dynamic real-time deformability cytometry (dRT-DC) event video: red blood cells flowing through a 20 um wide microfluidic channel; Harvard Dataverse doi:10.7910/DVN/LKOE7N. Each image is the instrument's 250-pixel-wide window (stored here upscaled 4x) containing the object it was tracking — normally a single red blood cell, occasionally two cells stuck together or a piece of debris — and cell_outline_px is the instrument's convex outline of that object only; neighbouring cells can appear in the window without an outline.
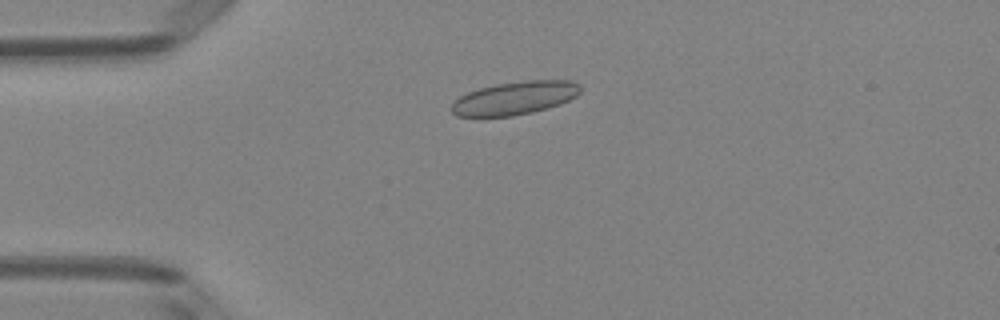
{"species": "Egyptian fruit bat (a non-hibernating species)", "species_latin": "Rousettus aegyptiacus", "temperature_condition": "room temperature", "stored_images_in_passage": 5, "camera_frame_rate_fps": 3000, "um_per_image_px": 0.085, "animal": {"sex": "female"}, "frame": {"image": 1, "passage_image": 3, "time_ms": 0.667, "image_size_px": [1000, 320], "cell_outline_px": [[580, 92], [576, 96], [560, 104], [532, 112], [512, 116], [456, 116], [452, 112], [452, 104], [460, 96], [468, 92], [480, 88], [496, 84], [524, 80], [572, 80], [580, 84]], "centroid_in_image_um": [43.78, 8.32], "position_along_channel_um": 41.2, "area_um2": 24.8}}